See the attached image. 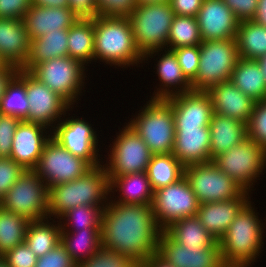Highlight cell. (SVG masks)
I'll return each instance as SVG.
<instances>
[{"instance_id":"cell-39","label":"cell","mask_w":266,"mask_h":267,"mask_svg":"<svg viewBox=\"0 0 266 267\" xmlns=\"http://www.w3.org/2000/svg\"><path fill=\"white\" fill-rule=\"evenodd\" d=\"M202 41L196 17L175 15L170 27L166 49L196 46Z\"/></svg>"},{"instance_id":"cell-20","label":"cell","mask_w":266,"mask_h":267,"mask_svg":"<svg viewBox=\"0 0 266 267\" xmlns=\"http://www.w3.org/2000/svg\"><path fill=\"white\" fill-rule=\"evenodd\" d=\"M46 127L21 120L12 141L10 158L24 170H34L45 144L51 138ZM45 132V133H44ZM46 134V135H45Z\"/></svg>"},{"instance_id":"cell-6","label":"cell","mask_w":266,"mask_h":267,"mask_svg":"<svg viewBox=\"0 0 266 267\" xmlns=\"http://www.w3.org/2000/svg\"><path fill=\"white\" fill-rule=\"evenodd\" d=\"M128 122L148 145L151 153H172L175 142V121L171 104L166 99H151Z\"/></svg>"},{"instance_id":"cell-22","label":"cell","mask_w":266,"mask_h":267,"mask_svg":"<svg viewBox=\"0 0 266 267\" xmlns=\"http://www.w3.org/2000/svg\"><path fill=\"white\" fill-rule=\"evenodd\" d=\"M209 128H175L172 154L186 167L211 162Z\"/></svg>"},{"instance_id":"cell-23","label":"cell","mask_w":266,"mask_h":267,"mask_svg":"<svg viewBox=\"0 0 266 267\" xmlns=\"http://www.w3.org/2000/svg\"><path fill=\"white\" fill-rule=\"evenodd\" d=\"M30 51V38L22 19L0 18V59L22 69Z\"/></svg>"},{"instance_id":"cell-3","label":"cell","mask_w":266,"mask_h":267,"mask_svg":"<svg viewBox=\"0 0 266 267\" xmlns=\"http://www.w3.org/2000/svg\"><path fill=\"white\" fill-rule=\"evenodd\" d=\"M248 201L219 239L221 258L226 267H249L260 254L264 242L263 223ZM262 246V247H261Z\"/></svg>"},{"instance_id":"cell-38","label":"cell","mask_w":266,"mask_h":267,"mask_svg":"<svg viewBox=\"0 0 266 267\" xmlns=\"http://www.w3.org/2000/svg\"><path fill=\"white\" fill-rule=\"evenodd\" d=\"M30 221L0 207V256L25 242Z\"/></svg>"},{"instance_id":"cell-11","label":"cell","mask_w":266,"mask_h":267,"mask_svg":"<svg viewBox=\"0 0 266 267\" xmlns=\"http://www.w3.org/2000/svg\"><path fill=\"white\" fill-rule=\"evenodd\" d=\"M111 148L106 164H104L109 180L115 176L147 171L153 154L128 123L124 129H120Z\"/></svg>"},{"instance_id":"cell-54","label":"cell","mask_w":266,"mask_h":267,"mask_svg":"<svg viewBox=\"0 0 266 267\" xmlns=\"http://www.w3.org/2000/svg\"><path fill=\"white\" fill-rule=\"evenodd\" d=\"M142 265L144 267H173L166 259H164L158 252L149 256Z\"/></svg>"},{"instance_id":"cell-56","label":"cell","mask_w":266,"mask_h":267,"mask_svg":"<svg viewBox=\"0 0 266 267\" xmlns=\"http://www.w3.org/2000/svg\"><path fill=\"white\" fill-rule=\"evenodd\" d=\"M253 21L266 27V0H259Z\"/></svg>"},{"instance_id":"cell-61","label":"cell","mask_w":266,"mask_h":267,"mask_svg":"<svg viewBox=\"0 0 266 267\" xmlns=\"http://www.w3.org/2000/svg\"><path fill=\"white\" fill-rule=\"evenodd\" d=\"M3 65H4V63H3V61L0 59V67L3 66Z\"/></svg>"},{"instance_id":"cell-1","label":"cell","mask_w":266,"mask_h":267,"mask_svg":"<svg viewBox=\"0 0 266 267\" xmlns=\"http://www.w3.org/2000/svg\"><path fill=\"white\" fill-rule=\"evenodd\" d=\"M102 214V247L142 264L158 251L162 229L157 225L152 205L123 204L109 200Z\"/></svg>"},{"instance_id":"cell-8","label":"cell","mask_w":266,"mask_h":267,"mask_svg":"<svg viewBox=\"0 0 266 267\" xmlns=\"http://www.w3.org/2000/svg\"><path fill=\"white\" fill-rule=\"evenodd\" d=\"M49 188L34 170H25L0 199V207L29 221L48 218Z\"/></svg>"},{"instance_id":"cell-33","label":"cell","mask_w":266,"mask_h":267,"mask_svg":"<svg viewBox=\"0 0 266 267\" xmlns=\"http://www.w3.org/2000/svg\"><path fill=\"white\" fill-rule=\"evenodd\" d=\"M68 56L83 65L94 60V18H79L68 29Z\"/></svg>"},{"instance_id":"cell-4","label":"cell","mask_w":266,"mask_h":267,"mask_svg":"<svg viewBox=\"0 0 266 267\" xmlns=\"http://www.w3.org/2000/svg\"><path fill=\"white\" fill-rule=\"evenodd\" d=\"M109 194L105 165L92 167L73 181L49 188L48 218L53 220L51 217L54 216L58 219L69 209L81 205H107Z\"/></svg>"},{"instance_id":"cell-53","label":"cell","mask_w":266,"mask_h":267,"mask_svg":"<svg viewBox=\"0 0 266 267\" xmlns=\"http://www.w3.org/2000/svg\"><path fill=\"white\" fill-rule=\"evenodd\" d=\"M19 70V68L10 64H4L0 67V101L5 94L8 84L18 74Z\"/></svg>"},{"instance_id":"cell-45","label":"cell","mask_w":266,"mask_h":267,"mask_svg":"<svg viewBox=\"0 0 266 267\" xmlns=\"http://www.w3.org/2000/svg\"><path fill=\"white\" fill-rule=\"evenodd\" d=\"M8 267H35L38 257L23 242L1 256Z\"/></svg>"},{"instance_id":"cell-29","label":"cell","mask_w":266,"mask_h":267,"mask_svg":"<svg viewBox=\"0 0 266 267\" xmlns=\"http://www.w3.org/2000/svg\"><path fill=\"white\" fill-rule=\"evenodd\" d=\"M68 29L54 32L30 40L29 56L23 70L30 71L35 65L50 59L68 56Z\"/></svg>"},{"instance_id":"cell-27","label":"cell","mask_w":266,"mask_h":267,"mask_svg":"<svg viewBox=\"0 0 266 267\" xmlns=\"http://www.w3.org/2000/svg\"><path fill=\"white\" fill-rule=\"evenodd\" d=\"M164 53L160 56L161 58L157 61L158 63L156 65V71L161 85H159L160 88H157L155 93L153 92L154 96L151 99H166L192 90L191 83L182 74L175 53L169 49L167 51L164 49Z\"/></svg>"},{"instance_id":"cell-5","label":"cell","mask_w":266,"mask_h":267,"mask_svg":"<svg viewBox=\"0 0 266 267\" xmlns=\"http://www.w3.org/2000/svg\"><path fill=\"white\" fill-rule=\"evenodd\" d=\"M174 17L169 2L137 5L128 16L136 46L144 55V62L166 49Z\"/></svg>"},{"instance_id":"cell-59","label":"cell","mask_w":266,"mask_h":267,"mask_svg":"<svg viewBox=\"0 0 266 267\" xmlns=\"http://www.w3.org/2000/svg\"><path fill=\"white\" fill-rule=\"evenodd\" d=\"M0 267H8L5 260L0 256Z\"/></svg>"},{"instance_id":"cell-48","label":"cell","mask_w":266,"mask_h":267,"mask_svg":"<svg viewBox=\"0 0 266 267\" xmlns=\"http://www.w3.org/2000/svg\"><path fill=\"white\" fill-rule=\"evenodd\" d=\"M35 267H77V264L60 242L44 256L38 257Z\"/></svg>"},{"instance_id":"cell-32","label":"cell","mask_w":266,"mask_h":267,"mask_svg":"<svg viewBox=\"0 0 266 267\" xmlns=\"http://www.w3.org/2000/svg\"><path fill=\"white\" fill-rule=\"evenodd\" d=\"M164 230L183 246L203 249L213 247L218 242L196 216L176 220Z\"/></svg>"},{"instance_id":"cell-35","label":"cell","mask_w":266,"mask_h":267,"mask_svg":"<svg viewBox=\"0 0 266 267\" xmlns=\"http://www.w3.org/2000/svg\"><path fill=\"white\" fill-rule=\"evenodd\" d=\"M235 40L240 58L258 60L266 55V27L253 20L240 22Z\"/></svg>"},{"instance_id":"cell-47","label":"cell","mask_w":266,"mask_h":267,"mask_svg":"<svg viewBox=\"0 0 266 267\" xmlns=\"http://www.w3.org/2000/svg\"><path fill=\"white\" fill-rule=\"evenodd\" d=\"M25 170L11 158H0V199Z\"/></svg>"},{"instance_id":"cell-17","label":"cell","mask_w":266,"mask_h":267,"mask_svg":"<svg viewBox=\"0 0 266 267\" xmlns=\"http://www.w3.org/2000/svg\"><path fill=\"white\" fill-rule=\"evenodd\" d=\"M157 252L173 267H226L219 242L210 248H192L178 243L165 230L159 236Z\"/></svg>"},{"instance_id":"cell-7","label":"cell","mask_w":266,"mask_h":267,"mask_svg":"<svg viewBox=\"0 0 266 267\" xmlns=\"http://www.w3.org/2000/svg\"><path fill=\"white\" fill-rule=\"evenodd\" d=\"M199 50V70L191 82L192 90L207 91L215 84L230 80L240 58L235 39L202 41Z\"/></svg>"},{"instance_id":"cell-44","label":"cell","mask_w":266,"mask_h":267,"mask_svg":"<svg viewBox=\"0 0 266 267\" xmlns=\"http://www.w3.org/2000/svg\"><path fill=\"white\" fill-rule=\"evenodd\" d=\"M21 119L0 114V158H10L12 141Z\"/></svg>"},{"instance_id":"cell-55","label":"cell","mask_w":266,"mask_h":267,"mask_svg":"<svg viewBox=\"0 0 266 267\" xmlns=\"http://www.w3.org/2000/svg\"><path fill=\"white\" fill-rule=\"evenodd\" d=\"M32 5L40 7L64 8L69 7L68 0H31Z\"/></svg>"},{"instance_id":"cell-31","label":"cell","mask_w":266,"mask_h":267,"mask_svg":"<svg viewBox=\"0 0 266 267\" xmlns=\"http://www.w3.org/2000/svg\"><path fill=\"white\" fill-rule=\"evenodd\" d=\"M70 229H61V244L78 265L102 247L101 228H85L79 231Z\"/></svg>"},{"instance_id":"cell-9","label":"cell","mask_w":266,"mask_h":267,"mask_svg":"<svg viewBox=\"0 0 266 267\" xmlns=\"http://www.w3.org/2000/svg\"><path fill=\"white\" fill-rule=\"evenodd\" d=\"M212 161L246 192H251L253 183L266 167V150L247 138Z\"/></svg>"},{"instance_id":"cell-25","label":"cell","mask_w":266,"mask_h":267,"mask_svg":"<svg viewBox=\"0 0 266 267\" xmlns=\"http://www.w3.org/2000/svg\"><path fill=\"white\" fill-rule=\"evenodd\" d=\"M249 192H245L241 197L235 199L201 203L196 217L204 228L216 239L225 234L238 212L249 201Z\"/></svg>"},{"instance_id":"cell-42","label":"cell","mask_w":266,"mask_h":267,"mask_svg":"<svg viewBox=\"0 0 266 267\" xmlns=\"http://www.w3.org/2000/svg\"><path fill=\"white\" fill-rule=\"evenodd\" d=\"M247 137L266 150V99L255 103L247 124Z\"/></svg>"},{"instance_id":"cell-10","label":"cell","mask_w":266,"mask_h":267,"mask_svg":"<svg viewBox=\"0 0 266 267\" xmlns=\"http://www.w3.org/2000/svg\"><path fill=\"white\" fill-rule=\"evenodd\" d=\"M85 68L80 61L66 56L39 63L29 72L70 105H75L85 84Z\"/></svg>"},{"instance_id":"cell-24","label":"cell","mask_w":266,"mask_h":267,"mask_svg":"<svg viewBox=\"0 0 266 267\" xmlns=\"http://www.w3.org/2000/svg\"><path fill=\"white\" fill-rule=\"evenodd\" d=\"M79 17L69 8L40 7L32 5L22 18L30 40L48 32L69 29Z\"/></svg>"},{"instance_id":"cell-49","label":"cell","mask_w":266,"mask_h":267,"mask_svg":"<svg viewBox=\"0 0 266 267\" xmlns=\"http://www.w3.org/2000/svg\"><path fill=\"white\" fill-rule=\"evenodd\" d=\"M31 7V0H0V18L22 19Z\"/></svg>"},{"instance_id":"cell-14","label":"cell","mask_w":266,"mask_h":267,"mask_svg":"<svg viewBox=\"0 0 266 267\" xmlns=\"http://www.w3.org/2000/svg\"><path fill=\"white\" fill-rule=\"evenodd\" d=\"M91 168L87 161L74 156L51 137L45 144L34 171L50 188L73 181Z\"/></svg>"},{"instance_id":"cell-28","label":"cell","mask_w":266,"mask_h":267,"mask_svg":"<svg viewBox=\"0 0 266 267\" xmlns=\"http://www.w3.org/2000/svg\"><path fill=\"white\" fill-rule=\"evenodd\" d=\"M109 188L112 193L114 189L116 192H122L119 194V200L113 202L152 205L154 191L146 172L112 177L109 180Z\"/></svg>"},{"instance_id":"cell-15","label":"cell","mask_w":266,"mask_h":267,"mask_svg":"<svg viewBox=\"0 0 266 267\" xmlns=\"http://www.w3.org/2000/svg\"><path fill=\"white\" fill-rule=\"evenodd\" d=\"M26 94L29 111L25 121L48 127L49 131L51 127L53 130L55 127L53 124L61 121L62 115L67 116L66 111L72 108L63 97L52 91L29 71H26Z\"/></svg>"},{"instance_id":"cell-52","label":"cell","mask_w":266,"mask_h":267,"mask_svg":"<svg viewBox=\"0 0 266 267\" xmlns=\"http://www.w3.org/2000/svg\"><path fill=\"white\" fill-rule=\"evenodd\" d=\"M69 8L79 18H94L98 16L96 0H68Z\"/></svg>"},{"instance_id":"cell-19","label":"cell","mask_w":266,"mask_h":267,"mask_svg":"<svg viewBox=\"0 0 266 267\" xmlns=\"http://www.w3.org/2000/svg\"><path fill=\"white\" fill-rule=\"evenodd\" d=\"M196 18L203 41L235 39L240 24L223 0H204Z\"/></svg>"},{"instance_id":"cell-41","label":"cell","mask_w":266,"mask_h":267,"mask_svg":"<svg viewBox=\"0 0 266 267\" xmlns=\"http://www.w3.org/2000/svg\"><path fill=\"white\" fill-rule=\"evenodd\" d=\"M135 264L129 257L101 247L88 260L79 263L77 267H134Z\"/></svg>"},{"instance_id":"cell-46","label":"cell","mask_w":266,"mask_h":267,"mask_svg":"<svg viewBox=\"0 0 266 267\" xmlns=\"http://www.w3.org/2000/svg\"><path fill=\"white\" fill-rule=\"evenodd\" d=\"M98 15L128 17L136 8V0H96Z\"/></svg>"},{"instance_id":"cell-50","label":"cell","mask_w":266,"mask_h":267,"mask_svg":"<svg viewBox=\"0 0 266 267\" xmlns=\"http://www.w3.org/2000/svg\"><path fill=\"white\" fill-rule=\"evenodd\" d=\"M259 0H223V2L241 21L253 20Z\"/></svg>"},{"instance_id":"cell-58","label":"cell","mask_w":266,"mask_h":267,"mask_svg":"<svg viewBox=\"0 0 266 267\" xmlns=\"http://www.w3.org/2000/svg\"><path fill=\"white\" fill-rule=\"evenodd\" d=\"M257 61L259 62L260 66H261L262 73H263V76H264L265 81H266V55L259 58Z\"/></svg>"},{"instance_id":"cell-26","label":"cell","mask_w":266,"mask_h":267,"mask_svg":"<svg viewBox=\"0 0 266 267\" xmlns=\"http://www.w3.org/2000/svg\"><path fill=\"white\" fill-rule=\"evenodd\" d=\"M210 129V158L211 161L231 147L247 139V125L226 116L213 113Z\"/></svg>"},{"instance_id":"cell-36","label":"cell","mask_w":266,"mask_h":267,"mask_svg":"<svg viewBox=\"0 0 266 267\" xmlns=\"http://www.w3.org/2000/svg\"><path fill=\"white\" fill-rule=\"evenodd\" d=\"M61 242V226L48 220L30 221L25 243L37 257L44 256Z\"/></svg>"},{"instance_id":"cell-12","label":"cell","mask_w":266,"mask_h":267,"mask_svg":"<svg viewBox=\"0 0 266 267\" xmlns=\"http://www.w3.org/2000/svg\"><path fill=\"white\" fill-rule=\"evenodd\" d=\"M184 176L200 204L235 199L246 192L213 161L186 166Z\"/></svg>"},{"instance_id":"cell-60","label":"cell","mask_w":266,"mask_h":267,"mask_svg":"<svg viewBox=\"0 0 266 267\" xmlns=\"http://www.w3.org/2000/svg\"><path fill=\"white\" fill-rule=\"evenodd\" d=\"M134 267H144L142 264H135Z\"/></svg>"},{"instance_id":"cell-21","label":"cell","mask_w":266,"mask_h":267,"mask_svg":"<svg viewBox=\"0 0 266 267\" xmlns=\"http://www.w3.org/2000/svg\"><path fill=\"white\" fill-rule=\"evenodd\" d=\"M207 92L214 113L248 124L256 102L246 96L230 80L215 84Z\"/></svg>"},{"instance_id":"cell-30","label":"cell","mask_w":266,"mask_h":267,"mask_svg":"<svg viewBox=\"0 0 266 267\" xmlns=\"http://www.w3.org/2000/svg\"><path fill=\"white\" fill-rule=\"evenodd\" d=\"M230 81L255 102L266 99V81L257 60L239 58Z\"/></svg>"},{"instance_id":"cell-37","label":"cell","mask_w":266,"mask_h":267,"mask_svg":"<svg viewBox=\"0 0 266 267\" xmlns=\"http://www.w3.org/2000/svg\"><path fill=\"white\" fill-rule=\"evenodd\" d=\"M29 101L26 94V70L20 69L8 84L0 101V114L15 116L21 120L28 117Z\"/></svg>"},{"instance_id":"cell-34","label":"cell","mask_w":266,"mask_h":267,"mask_svg":"<svg viewBox=\"0 0 266 267\" xmlns=\"http://www.w3.org/2000/svg\"><path fill=\"white\" fill-rule=\"evenodd\" d=\"M185 166L172 154H154L147 167L153 191L176 183L184 177Z\"/></svg>"},{"instance_id":"cell-18","label":"cell","mask_w":266,"mask_h":267,"mask_svg":"<svg viewBox=\"0 0 266 267\" xmlns=\"http://www.w3.org/2000/svg\"><path fill=\"white\" fill-rule=\"evenodd\" d=\"M166 100L172 106L175 128H209L214 109L207 91L190 90Z\"/></svg>"},{"instance_id":"cell-40","label":"cell","mask_w":266,"mask_h":267,"mask_svg":"<svg viewBox=\"0 0 266 267\" xmlns=\"http://www.w3.org/2000/svg\"><path fill=\"white\" fill-rule=\"evenodd\" d=\"M105 207L106 205H81L71 208L58 218L66 221L59 220L61 229L72 227L73 231H79L85 228H101L102 214Z\"/></svg>"},{"instance_id":"cell-51","label":"cell","mask_w":266,"mask_h":267,"mask_svg":"<svg viewBox=\"0 0 266 267\" xmlns=\"http://www.w3.org/2000/svg\"><path fill=\"white\" fill-rule=\"evenodd\" d=\"M204 0H169L170 6L179 16L196 17Z\"/></svg>"},{"instance_id":"cell-57","label":"cell","mask_w":266,"mask_h":267,"mask_svg":"<svg viewBox=\"0 0 266 267\" xmlns=\"http://www.w3.org/2000/svg\"><path fill=\"white\" fill-rule=\"evenodd\" d=\"M161 2H169V0H136L137 5H145V4H153Z\"/></svg>"},{"instance_id":"cell-13","label":"cell","mask_w":266,"mask_h":267,"mask_svg":"<svg viewBox=\"0 0 266 267\" xmlns=\"http://www.w3.org/2000/svg\"><path fill=\"white\" fill-rule=\"evenodd\" d=\"M199 206L197 196L185 176L176 183L154 191L153 214L162 230L176 220L196 216Z\"/></svg>"},{"instance_id":"cell-16","label":"cell","mask_w":266,"mask_h":267,"mask_svg":"<svg viewBox=\"0 0 266 267\" xmlns=\"http://www.w3.org/2000/svg\"><path fill=\"white\" fill-rule=\"evenodd\" d=\"M86 120L66 118L55 124L51 137L74 156L87 161L92 167L101 165L96 131ZM98 149V150H97Z\"/></svg>"},{"instance_id":"cell-2","label":"cell","mask_w":266,"mask_h":267,"mask_svg":"<svg viewBox=\"0 0 266 267\" xmlns=\"http://www.w3.org/2000/svg\"><path fill=\"white\" fill-rule=\"evenodd\" d=\"M143 56L136 46L128 17H94V61L99 59L109 65L127 68L143 63Z\"/></svg>"},{"instance_id":"cell-43","label":"cell","mask_w":266,"mask_h":267,"mask_svg":"<svg viewBox=\"0 0 266 267\" xmlns=\"http://www.w3.org/2000/svg\"><path fill=\"white\" fill-rule=\"evenodd\" d=\"M177 58L182 74L191 83L199 70L200 50L199 45L181 47L172 50Z\"/></svg>"}]
</instances>
